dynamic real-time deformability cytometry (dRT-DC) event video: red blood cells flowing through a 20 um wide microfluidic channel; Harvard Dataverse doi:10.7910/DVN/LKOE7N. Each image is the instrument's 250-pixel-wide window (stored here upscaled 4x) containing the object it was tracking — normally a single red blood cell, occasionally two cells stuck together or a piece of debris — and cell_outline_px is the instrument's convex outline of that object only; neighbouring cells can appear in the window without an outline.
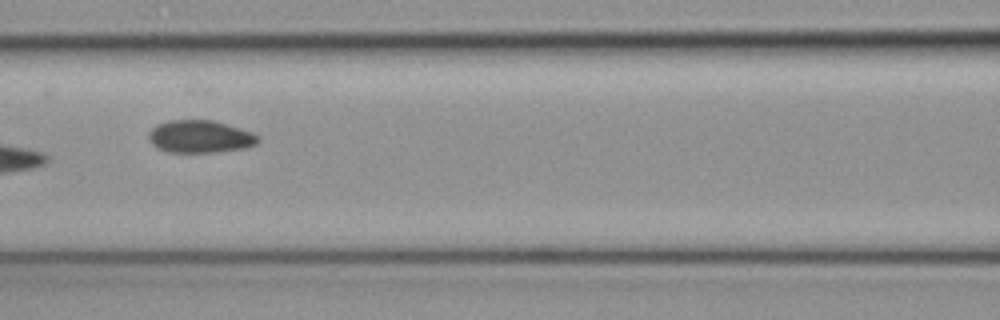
{"species": "common noctule bat (a hibernating species)", "species_latin": "Nyctalus noctula", "temperature_condition": "cold", "stored_images_in_passage": 6, "camera_frame_rate_fps": 3000, "um_per_image_px": 0.085, "animal": {"sex": "female", "body_mass_g": 19.3, "forearm_length_mm": 54.1}, "frame": {"image": 1, "passage_image": 6, "time_ms": 1.667, "image_size_px": [1000, 320], "cell_outline_px": [[260, 140], [256, 144], [244, 148], [216, 152], [168, 152], [152, 144], [148, 140], [148, 132], [156, 124], [168, 120], [212, 120], [252, 132], [260, 136]], "centroid_in_image_um": [16.99, 11.6], "position_along_channel_um": 149.6, "area_um2": 20.75}}